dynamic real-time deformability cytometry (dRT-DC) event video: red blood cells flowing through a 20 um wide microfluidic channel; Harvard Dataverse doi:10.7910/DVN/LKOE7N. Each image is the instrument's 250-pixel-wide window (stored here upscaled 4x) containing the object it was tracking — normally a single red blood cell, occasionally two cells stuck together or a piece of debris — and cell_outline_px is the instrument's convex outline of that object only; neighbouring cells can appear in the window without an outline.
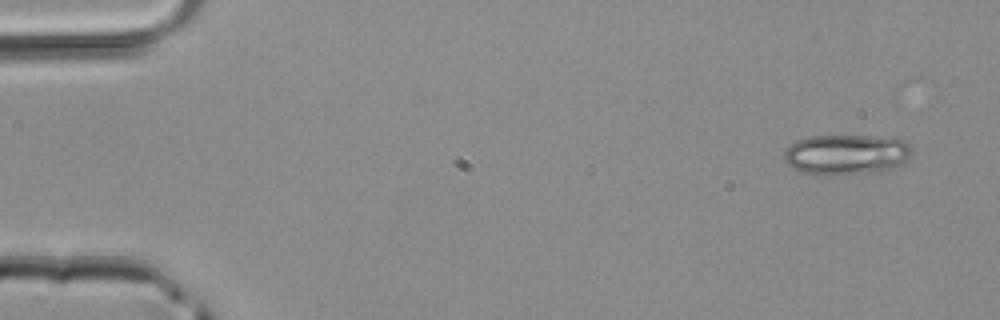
{"species": "common noctule bat (a hibernating species)", "species_latin": "Nyctalus noctula", "temperature_condition": "room temperature", "stored_images_in_passage": 6, "camera_frame_rate_fps": 3000, "um_per_image_px": 0.085, "animal": {"sex": "male", "body_mass_g": 20.4}, "frame": {"image": 1, "passage_image": 1, "time_ms": 0.0, "image_size_px": [1000, 320], "cell_outline_px": [[912, 152], [900, 164], [892, 168], [880, 172], [828, 176], [804, 172], [792, 168], [784, 160], [784, 152], [796, 140], [812, 136], [876, 136], [904, 140], [912, 148]], "centroid_in_image_um": [71.93, 13.14], "position_along_channel_um": 13.1, "area_um2": 30.06}}